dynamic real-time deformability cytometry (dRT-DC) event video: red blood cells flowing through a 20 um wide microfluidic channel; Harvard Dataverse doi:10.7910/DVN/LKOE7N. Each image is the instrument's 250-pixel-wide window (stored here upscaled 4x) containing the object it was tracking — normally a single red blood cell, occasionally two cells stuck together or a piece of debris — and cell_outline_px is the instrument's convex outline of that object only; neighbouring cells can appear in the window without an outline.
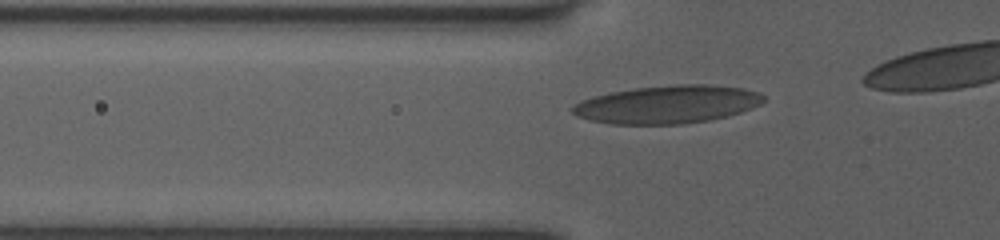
{"species": "human", "species_latin": "Homo sapiens", "temperature_condition": "room temperature", "stored_images_in_passage": 13, "camera_frame_rate_fps": 3000, "um_per_image_px": 0.085, "donor": {"sex": "female"}, "frame": {"image": 1, "passage_image": 5, "time_ms": 0.667, "image_size_px": [1000, 240], "cell_outline_px": [[764, 100], [760, 104], [752, 108], [728, 116], [708, 120], [684, 124], [612, 124], [588, 120], [576, 116], [572, 112], [572, 104], [580, 100], [592, 96], [608, 92], [636, 88], [676, 84], [708, 84], [744, 88], [760, 92], [764, 96]], "centroid_in_image_um": [56.7, 8.87], "position_along_channel_um": 69.1, "area_um2": 42.66}}